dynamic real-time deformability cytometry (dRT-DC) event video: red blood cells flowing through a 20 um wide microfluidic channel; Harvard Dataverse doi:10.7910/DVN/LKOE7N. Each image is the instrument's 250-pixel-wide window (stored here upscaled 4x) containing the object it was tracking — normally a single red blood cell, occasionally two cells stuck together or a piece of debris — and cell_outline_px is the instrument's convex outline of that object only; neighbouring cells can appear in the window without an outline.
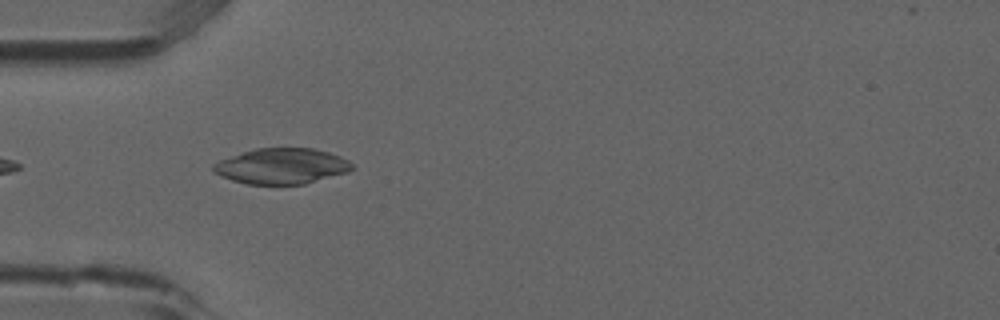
{"species": "common noctule bat (a hibernating species)", "species_latin": "Nyctalus noctula", "temperature_condition": "room temperature", "stored_images_in_passage": 6, "camera_frame_rate_fps": 3000, "um_per_image_px": 0.085, "animal": {"sex": "male", "forearm_length_mm": 52.5}, "frame": {"image": 1, "passage_image": 5, "time_ms": 1.333, "image_size_px": [1000, 320], "cell_outline_px": [[356, 168], [348, 172], [304, 184], [248, 184], [232, 180], [220, 176], [212, 172], [212, 164], [220, 160], [256, 148], [312, 148], [328, 152], [340, 156], [348, 160]], "centroid_in_image_um": [23.95, 14.12], "position_along_channel_um": 61.1, "area_um2": 28.78}}
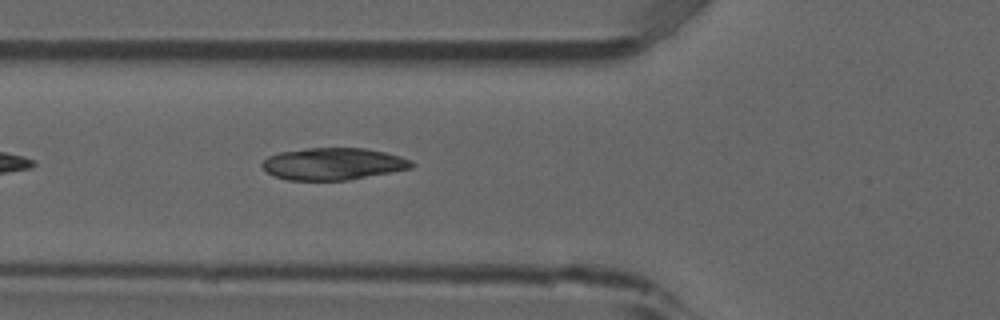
{"frame": {"image": 2, "passage_image": 6, "time_ms": 1.667, "image_size_px": [1000, 320], "cell_outline_px": [[416, 164], [412, 168], [392, 172], [348, 180], [288, 180], [272, 176], [260, 164], [268, 156], [280, 152], [308, 148], [368, 148], [400, 156], [412, 160]], "centroid_in_image_um": [28.34, 13.93], "position_along_channel_um": 97.5, "area_um2": 28.03}}